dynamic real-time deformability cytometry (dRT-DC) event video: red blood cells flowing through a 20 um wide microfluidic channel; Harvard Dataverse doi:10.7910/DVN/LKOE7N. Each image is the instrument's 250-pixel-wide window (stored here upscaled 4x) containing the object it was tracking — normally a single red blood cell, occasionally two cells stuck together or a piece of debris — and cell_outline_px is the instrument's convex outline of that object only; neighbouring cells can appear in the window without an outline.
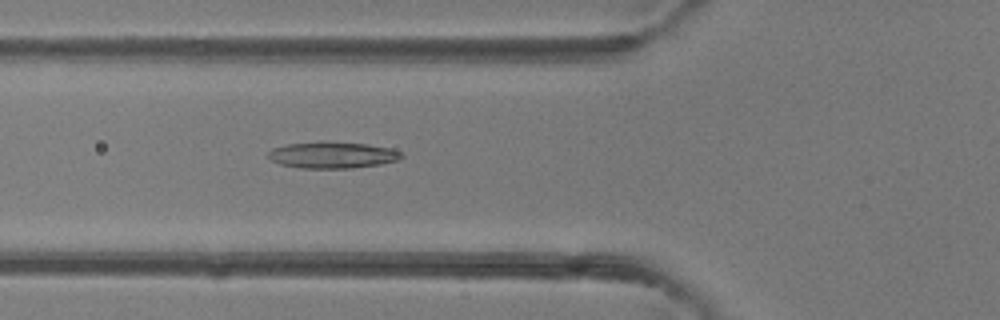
{"species": "common noctule bat (a hibernating species)", "species_latin": "Nyctalus noctula", "temperature_condition": "room temperature", "stored_images_in_passage": 4, "camera_frame_rate_fps": 3000, "um_per_image_px": 0.085, "animal": {"sex": "female"}, "frame": {"image": 1, "passage_image": 4, "time_ms": 3.667, "image_size_px": [1000, 320], "cell_outline_px": [[404, 156], [396, 160], [380, 164], [352, 168], [300, 168], [280, 164], [272, 160], [268, 156], [268, 152], [272, 148], [288, 144], [320, 140], [324, 140], [368, 144], [392, 148], [400, 152]], "centroid_in_image_um": [28.24, 13.15], "position_along_channel_um": 97.6, "area_um2": 20.81}}